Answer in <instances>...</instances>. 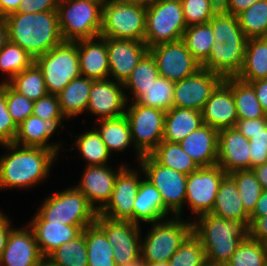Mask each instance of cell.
<instances>
[{"instance_id":"obj_1","label":"cell","mask_w":267,"mask_h":266,"mask_svg":"<svg viewBox=\"0 0 267 266\" xmlns=\"http://www.w3.org/2000/svg\"><path fill=\"white\" fill-rule=\"evenodd\" d=\"M208 23L211 25L215 44L201 68L223 78L236 77L243 66L248 39L239 25L237 16L220 9Z\"/></svg>"},{"instance_id":"obj_2","label":"cell","mask_w":267,"mask_h":266,"mask_svg":"<svg viewBox=\"0 0 267 266\" xmlns=\"http://www.w3.org/2000/svg\"><path fill=\"white\" fill-rule=\"evenodd\" d=\"M8 149L0 158V189L32 188L48 177L57 154L46 148L0 144Z\"/></svg>"},{"instance_id":"obj_3","label":"cell","mask_w":267,"mask_h":266,"mask_svg":"<svg viewBox=\"0 0 267 266\" xmlns=\"http://www.w3.org/2000/svg\"><path fill=\"white\" fill-rule=\"evenodd\" d=\"M9 41L19 45L34 59L63 42L58 11L14 12L4 17Z\"/></svg>"},{"instance_id":"obj_4","label":"cell","mask_w":267,"mask_h":266,"mask_svg":"<svg viewBox=\"0 0 267 266\" xmlns=\"http://www.w3.org/2000/svg\"><path fill=\"white\" fill-rule=\"evenodd\" d=\"M192 232L204 247L207 263L225 265L248 236V227L241 221L227 220L206 213L192 221Z\"/></svg>"},{"instance_id":"obj_5","label":"cell","mask_w":267,"mask_h":266,"mask_svg":"<svg viewBox=\"0 0 267 266\" xmlns=\"http://www.w3.org/2000/svg\"><path fill=\"white\" fill-rule=\"evenodd\" d=\"M104 0H59L58 20L63 41L100 36Z\"/></svg>"},{"instance_id":"obj_6","label":"cell","mask_w":267,"mask_h":266,"mask_svg":"<svg viewBox=\"0 0 267 266\" xmlns=\"http://www.w3.org/2000/svg\"><path fill=\"white\" fill-rule=\"evenodd\" d=\"M47 222L65 225H93L98 212L75 186L47 196L37 211Z\"/></svg>"},{"instance_id":"obj_7","label":"cell","mask_w":267,"mask_h":266,"mask_svg":"<svg viewBox=\"0 0 267 266\" xmlns=\"http://www.w3.org/2000/svg\"><path fill=\"white\" fill-rule=\"evenodd\" d=\"M146 11L147 7L139 4L104 0L100 36L144 42Z\"/></svg>"},{"instance_id":"obj_8","label":"cell","mask_w":267,"mask_h":266,"mask_svg":"<svg viewBox=\"0 0 267 266\" xmlns=\"http://www.w3.org/2000/svg\"><path fill=\"white\" fill-rule=\"evenodd\" d=\"M152 223L144 240L141 239L143 263L169 261L185 238L192 232V221L179 216ZM166 221V222H165Z\"/></svg>"},{"instance_id":"obj_9","label":"cell","mask_w":267,"mask_h":266,"mask_svg":"<svg viewBox=\"0 0 267 266\" xmlns=\"http://www.w3.org/2000/svg\"><path fill=\"white\" fill-rule=\"evenodd\" d=\"M186 28L181 0H155L147 7L144 43L151 48L182 40Z\"/></svg>"},{"instance_id":"obj_10","label":"cell","mask_w":267,"mask_h":266,"mask_svg":"<svg viewBox=\"0 0 267 266\" xmlns=\"http://www.w3.org/2000/svg\"><path fill=\"white\" fill-rule=\"evenodd\" d=\"M42 71L48 94L58 95L73 79L81 76L77 43L63 41L34 59Z\"/></svg>"},{"instance_id":"obj_11","label":"cell","mask_w":267,"mask_h":266,"mask_svg":"<svg viewBox=\"0 0 267 266\" xmlns=\"http://www.w3.org/2000/svg\"><path fill=\"white\" fill-rule=\"evenodd\" d=\"M127 106L124 115L129 122L132 145L140 161L143 155L150 154L163 140L166 111L135 101L131 105L127 102Z\"/></svg>"},{"instance_id":"obj_12","label":"cell","mask_w":267,"mask_h":266,"mask_svg":"<svg viewBox=\"0 0 267 266\" xmlns=\"http://www.w3.org/2000/svg\"><path fill=\"white\" fill-rule=\"evenodd\" d=\"M138 164L143 176L160 192L165 208L173 216L181 217L188 175L159 164L150 154L143 155Z\"/></svg>"},{"instance_id":"obj_13","label":"cell","mask_w":267,"mask_h":266,"mask_svg":"<svg viewBox=\"0 0 267 266\" xmlns=\"http://www.w3.org/2000/svg\"><path fill=\"white\" fill-rule=\"evenodd\" d=\"M95 224L113 246L116 266L141 260L140 225L131 221L110 220L100 214L97 215Z\"/></svg>"},{"instance_id":"obj_14","label":"cell","mask_w":267,"mask_h":266,"mask_svg":"<svg viewBox=\"0 0 267 266\" xmlns=\"http://www.w3.org/2000/svg\"><path fill=\"white\" fill-rule=\"evenodd\" d=\"M226 175L219 165H214L200 167L187 176L185 203L195 213V218L212 211L220 183Z\"/></svg>"},{"instance_id":"obj_15","label":"cell","mask_w":267,"mask_h":266,"mask_svg":"<svg viewBox=\"0 0 267 266\" xmlns=\"http://www.w3.org/2000/svg\"><path fill=\"white\" fill-rule=\"evenodd\" d=\"M160 76L170 81H180L195 74L201 64L193 57L182 40L161 43L149 48Z\"/></svg>"},{"instance_id":"obj_16","label":"cell","mask_w":267,"mask_h":266,"mask_svg":"<svg viewBox=\"0 0 267 266\" xmlns=\"http://www.w3.org/2000/svg\"><path fill=\"white\" fill-rule=\"evenodd\" d=\"M219 74L199 69L195 74L175 82L173 107L202 111L215 89L223 82Z\"/></svg>"},{"instance_id":"obj_17","label":"cell","mask_w":267,"mask_h":266,"mask_svg":"<svg viewBox=\"0 0 267 266\" xmlns=\"http://www.w3.org/2000/svg\"><path fill=\"white\" fill-rule=\"evenodd\" d=\"M137 172L126 165L118 173L111 198L98 214L110 220L133 222V206L141 182Z\"/></svg>"},{"instance_id":"obj_18","label":"cell","mask_w":267,"mask_h":266,"mask_svg":"<svg viewBox=\"0 0 267 266\" xmlns=\"http://www.w3.org/2000/svg\"><path fill=\"white\" fill-rule=\"evenodd\" d=\"M124 90V85L113 79L94 80L86 111L98 117L100 116L97 120L124 115L128 102V97Z\"/></svg>"},{"instance_id":"obj_19","label":"cell","mask_w":267,"mask_h":266,"mask_svg":"<svg viewBox=\"0 0 267 266\" xmlns=\"http://www.w3.org/2000/svg\"><path fill=\"white\" fill-rule=\"evenodd\" d=\"M110 78L124 84L133 69L149 51L144 42L131 39L106 38Z\"/></svg>"},{"instance_id":"obj_20","label":"cell","mask_w":267,"mask_h":266,"mask_svg":"<svg viewBox=\"0 0 267 266\" xmlns=\"http://www.w3.org/2000/svg\"><path fill=\"white\" fill-rule=\"evenodd\" d=\"M125 166L121 165L117 171L108 165L86 166L79 185L75 187L85 195L89 204L99 213L109 202L116 177Z\"/></svg>"},{"instance_id":"obj_21","label":"cell","mask_w":267,"mask_h":266,"mask_svg":"<svg viewBox=\"0 0 267 266\" xmlns=\"http://www.w3.org/2000/svg\"><path fill=\"white\" fill-rule=\"evenodd\" d=\"M249 150V139L235 127L219 130L217 165L227 174L250 169Z\"/></svg>"},{"instance_id":"obj_22","label":"cell","mask_w":267,"mask_h":266,"mask_svg":"<svg viewBox=\"0 0 267 266\" xmlns=\"http://www.w3.org/2000/svg\"><path fill=\"white\" fill-rule=\"evenodd\" d=\"M43 259L33 230L29 226L13 228L0 258V266H39Z\"/></svg>"},{"instance_id":"obj_23","label":"cell","mask_w":267,"mask_h":266,"mask_svg":"<svg viewBox=\"0 0 267 266\" xmlns=\"http://www.w3.org/2000/svg\"><path fill=\"white\" fill-rule=\"evenodd\" d=\"M44 258L66 242L78 237L90 225H65L44 221L37 213L28 223Z\"/></svg>"},{"instance_id":"obj_24","label":"cell","mask_w":267,"mask_h":266,"mask_svg":"<svg viewBox=\"0 0 267 266\" xmlns=\"http://www.w3.org/2000/svg\"><path fill=\"white\" fill-rule=\"evenodd\" d=\"M75 42L81 76L92 80L110 78L106 38L97 36Z\"/></svg>"},{"instance_id":"obj_25","label":"cell","mask_w":267,"mask_h":266,"mask_svg":"<svg viewBox=\"0 0 267 266\" xmlns=\"http://www.w3.org/2000/svg\"><path fill=\"white\" fill-rule=\"evenodd\" d=\"M201 112L203 124L218 131L235 127L238 120L232 91L224 82L215 89Z\"/></svg>"},{"instance_id":"obj_26","label":"cell","mask_w":267,"mask_h":266,"mask_svg":"<svg viewBox=\"0 0 267 266\" xmlns=\"http://www.w3.org/2000/svg\"><path fill=\"white\" fill-rule=\"evenodd\" d=\"M64 119H50L44 121L43 119L31 114L23 122L17 126V133L14 143L22 146L41 147L54 151L57 155L60 150V143H48L50 137L52 138L55 130L62 125Z\"/></svg>"},{"instance_id":"obj_27","label":"cell","mask_w":267,"mask_h":266,"mask_svg":"<svg viewBox=\"0 0 267 266\" xmlns=\"http://www.w3.org/2000/svg\"><path fill=\"white\" fill-rule=\"evenodd\" d=\"M218 133L217 129L203 124L179 144L199 168L214 166L218 157Z\"/></svg>"},{"instance_id":"obj_28","label":"cell","mask_w":267,"mask_h":266,"mask_svg":"<svg viewBox=\"0 0 267 266\" xmlns=\"http://www.w3.org/2000/svg\"><path fill=\"white\" fill-rule=\"evenodd\" d=\"M170 212L165 208L160 192L146 178L141 179L133 206V223H156L168 218Z\"/></svg>"},{"instance_id":"obj_29","label":"cell","mask_w":267,"mask_h":266,"mask_svg":"<svg viewBox=\"0 0 267 266\" xmlns=\"http://www.w3.org/2000/svg\"><path fill=\"white\" fill-rule=\"evenodd\" d=\"M211 214L227 220H237L249 227V214L245 211L235 181L227 174L220 183Z\"/></svg>"},{"instance_id":"obj_30","label":"cell","mask_w":267,"mask_h":266,"mask_svg":"<svg viewBox=\"0 0 267 266\" xmlns=\"http://www.w3.org/2000/svg\"><path fill=\"white\" fill-rule=\"evenodd\" d=\"M202 125V112L172 107L166 111L163 140L179 143Z\"/></svg>"},{"instance_id":"obj_31","label":"cell","mask_w":267,"mask_h":266,"mask_svg":"<svg viewBox=\"0 0 267 266\" xmlns=\"http://www.w3.org/2000/svg\"><path fill=\"white\" fill-rule=\"evenodd\" d=\"M236 77L245 82L267 79V42L264 38L247 39L243 66Z\"/></svg>"},{"instance_id":"obj_32","label":"cell","mask_w":267,"mask_h":266,"mask_svg":"<svg viewBox=\"0 0 267 266\" xmlns=\"http://www.w3.org/2000/svg\"><path fill=\"white\" fill-rule=\"evenodd\" d=\"M94 80L80 76L68 83L57 95L65 118H72L87 110L90 90Z\"/></svg>"},{"instance_id":"obj_33","label":"cell","mask_w":267,"mask_h":266,"mask_svg":"<svg viewBox=\"0 0 267 266\" xmlns=\"http://www.w3.org/2000/svg\"><path fill=\"white\" fill-rule=\"evenodd\" d=\"M223 82L232 91L238 119L267 118L250 83L237 77L224 78Z\"/></svg>"},{"instance_id":"obj_34","label":"cell","mask_w":267,"mask_h":266,"mask_svg":"<svg viewBox=\"0 0 267 266\" xmlns=\"http://www.w3.org/2000/svg\"><path fill=\"white\" fill-rule=\"evenodd\" d=\"M95 122L97 125L100 124V128L95 130L102 138L110 154L114 150L122 152L132 143L130 126L125 115L96 120Z\"/></svg>"},{"instance_id":"obj_35","label":"cell","mask_w":267,"mask_h":266,"mask_svg":"<svg viewBox=\"0 0 267 266\" xmlns=\"http://www.w3.org/2000/svg\"><path fill=\"white\" fill-rule=\"evenodd\" d=\"M150 155L161 165L189 175L199 169L179 143L162 140Z\"/></svg>"},{"instance_id":"obj_36","label":"cell","mask_w":267,"mask_h":266,"mask_svg":"<svg viewBox=\"0 0 267 266\" xmlns=\"http://www.w3.org/2000/svg\"><path fill=\"white\" fill-rule=\"evenodd\" d=\"M88 266H116L113 246L105 233L94 223L84 229Z\"/></svg>"},{"instance_id":"obj_37","label":"cell","mask_w":267,"mask_h":266,"mask_svg":"<svg viewBox=\"0 0 267 266\" xmlns=\"http://www.w3.org/2000/svg\"><path fill=\"white\" fill-rule=\"evenodd\" d=\"M182 41L201 65L208 59L212 46L215 44L209 23L187 27L183 33Z\"/></svg>"},{"instance_id":"obj_38","label":"cell","mask_w":267,"mask_h":266,"mask_svg":"<svg viewBox=\"0 0 267 266\" xmlns=\"http://www.w3.org/2000/svg\"><path fill=\"white\" fill-rule=\"evenodd\" d=\"M158 77H160V73L156 61L148 51L133 69L127 81L123 84L124 89L132 91H130V93L134 96H132L134 101L143 90L148 89Z\"/></svg>"},{"instance_id":"obj_39","label":"cell","mask_w":267,"mask_h":266,"mask_svg":"<svg viewBox=\"0 0 267 266\" xmlns=\"http://www.w3.org/2000/svg\"><path fill=\"white\" fill-rule=\"evenodd\" d=\"M15 91L32 101L48 94L42 71L33 63L7 82Z\"/></svg>"},{"instance_id":"obj_40","label":"cell","mask_w":267,"mask_h":266,"mask_svg":"<svg viewBox=\"0 0 267 266\" xmlns=\"http://www.w3.org/2000/svg\"><path fill=\"white\" fill-rule=\"evenodd\" d=\"M75 138H77L75 145L80 151V155L88 162L86 166L107 165L109 157L112 155L95 128L86 130Z\"/></svg>"},{"instance_id":"obj_41","label":"cell","mask_w":267,"mask_h":266,"mask_svg":"<svg viewBox=\"0 0 267 266\" xmlns=\"http://www.w3.org/2000/svg\"><path fill=\"white\" fill-rule=\"evenodd\" d=\"M175 82L162 76L134 100L137 104L168 111L173 107Z\"/></svg>"},{"instance_id":"obj_42","label":"cell","mask_w":267,"mask_h":266,"mask_svg":"<svg viewBox=\"0 0 267 266\" xmlns=\"http://www.w3.org/2000/svg\"><path fill=\"white\" fill-rule=\"evenodd\" d=\"M47 259L57 266H88L84 230L75 239L60 245Z\"/></svg>"},{"instance_id":"obj_43","label":"cell","mask_w":267,"mask_h":266,"mask_svg":"<svg viewBox=\"0 0 267 266\" xmlns=\"http://www.w3.org/2000/svg\"><path fill=\"white\" fill-rule=\"evenodd\" d=\"M228 175L235 181L243 207L250 215L263 191L254 171L252 169L238 170Z\"/></svg>"},{"instance_id":"obj_44","label":"cell","mask_w":267,"mask_h":266,"mask_svg":"<svg viewBox=\"0 0 267 266\" xmlns=\"http://www.w3.org/2000/svg\"><path fill=\"white\" fill-rule=\"evenodd\" d=\"M266 262L267 244L247 236L225 266H264Z\"/></svg>"},{"instance_id":"obj_45","label":"cell","mask_w":267,"mask_h":266,"mask_svg":"<svg viewBox=\"0 0 267 266\" xmlns=\"http://www.w3.org/2000/svg\"><path fill=\"white\" fill-rule=\"evenodd\" d=\"M34 63V58L19 45L8 42L0 51V71L8 74L9 82L15 75L29 68Z\"/></svg>"},{"instance_id":"obj_46","label":"cell","mask_w":267,"mask_h":266,"mask_svg":"<svg viewBox=\"0 0 267 266\" xmlns=\"http://www.w3.org/2000/svg\"><path fill=\"white\" fill-rule=\"evenodd\" d=\"M247 38L262 37L267 30V0H259L237 15Z\"/></svg>"},{"instance_id":"obj_47","label":"cell","mask_w":267,"mask_h":266,"mask_svg":"<svg viewBox=\"0 0 267 266\" xmlns=\"http://www.w3.org/2000/svg\"><path fill=\"white\" fill-rule=\"evenodd\" d=\"M204 247L199 238L191 232L169 259V266H207Z\"/></svg>"},{"instance_id":"obj_48","label":"cell","mask_w":267,"mask_h":266,"mask_svg":"<svg viewBox=\"0 0 267 266\" xmlns=\"http://www.w3.org/2000/svg\"><path fill=\"white\" fill-rule=\"evenodd\" d=\"M186 26L208 23L221 9L220 0H181Z\"/></svg>"},{"instance_id":"obj_49","label":"cell","mask_w":267,"mask_h":266,"mask_svg":"<svg viewBox=\"0 0 267 266\" xmlns=\"http://www.w3.org/2000/svg\"><path fill=\"white\" fill-rule=\"evenodd\" d=\"M6 102L9 114L17 126L33 112L34 101L15 91L7 82Z\"/></svg>"},{"instance_id":"obj_50","label":"cell","mask_w":267,"mask_h":266,"mask_svg":"<svg viewBox=\"0 0 267 266\" xmlns=\"http://www.w3.org/2000/svg\"><path fill=\"white\" fill-rule=\"evenodd\" d=\"M17 125L9 114L6 102V82L0 83V144L13 143Z\"/></svg>"},{"instance_id":"obj_51","label":"cell","mask_w":267,"mask_h":266,"mask_svg":"<svg viewBox=\"0 0 267 266\" xmlns=\"http://www.w3.org/2000/svg\"><path fill=\"white\" fill-rule=\"evenodd\" d=\"M32 114L44 121L65 118L59 105L58 96L55 94H47L34 101Z\"/></svg>"},{"instance_id":"obj_52","label":"cell","mask_w":267,"mask_h":266,"mask_svg":"<svg viewBox=\"0 0 267 266\" xmlns=\"http://www.w3.org/2000/svg\"><path fill=\"white\" fill-rule=\"evenodd\" d=\"M250 169L266 163L267 158V127L260 130L249 139Z\"/></svg>"},{"instance_id":"obj_53","label":"cell","mask_w":267,"mask_h":266,"mask_svg":"<svg viewBox=\"0 0 267 266\" xmlns=\"http://www.w3.org/2000/svg\"><path fill=\"white\" fill-rule=\"evenodd\" d=\"M59 0H21L17 12L38 13L55 11L58 9Z\"/></svg>"},{"instance_id":"obj_54","label":"cell","mask_w":267,"mask_h":266,"mask_svg":"<svg viewBox=\"0 0 267 266\" xmlns=\"http://www.w3.org/2000/svg\"><path fill=\"white\" fill-rule=\"evenodd\" d=\"M267 127V118L257 119H238L235 128L242 133L247 139H250L253 134Z\"/></svg>"},{"instance_id":"obj_55","label":"cell","mask_w":267,"mask_h":266,"mask_svg":"<svg viewBox=\"0 0 267 266\" xmlns=\"http://www.w3.org/2000/svg\"><path fill=\"white\" fill-rule=\"evenodd\" d=\"M248 236L267 244V216L249 218Z\"/></svg>"},{"instance_id":"obj_56","label":"cell","mask_w":267,"mask_h":266,"mask_svg":"<svg viewBox=\"0 0 267 266\" xmlns=\"http://www.w3.org/2000/svg\"><path fill=\"white\" fill-rule=\"evenodd\" d=\"M259 0H220L221 9L228 14L237 16Z\"/></svg>"},{"instance_id":"obj_57","label":"cell","mask_w":267,"mask_h":266,"mask_svg":"<svg viewBox=\"0 0 267 266\" xmlns=\"http://www.w3.org/2000/svg\"><path fill=\"white\" fill-rule=\"evenodd\" d=\"M250 83L255 91L256 97L263 108L265 116L267 117V79H260Z\"/></svg>"},{"instance_id":"obj_58","label":"cell","mask_w":267,"mask_h":266,"mask_svg":"<svg viewBox=\"0 0 267 266\" xmlns=\"http://www.w3.org/2000/svg\"><path fill=\"white\" fill-rule=\"evenodd\" d=\"M11 222L5 214L0 212V258L7 245V241L12 230Z\"/></svg>"},{"instance_id":"obj_59","label":"cell","mask_w":267,"mask_h":266,"mask_svg":"<svg viewBox=\"0 0 267 266\" xmlns=\"http://www.w3.org/2000/svg\"><path fill=\"white\" fill-rule=\"evenodd\" d=\"M267 216V190H263L258 199L253 212L249 215L250 218H258Z\"/></svg>"},{"instance_id":"obj_60","label":"cell","mask_w":267,"mask_h":266,"mask_svg":"<svg viewBox=\"0 0 267 266\" xmlns=\"http://www.w3.org/2000/svg\"><path fill=\"white\" fill-rule=\"evenodd\" d=\"M21 0H0V17L17 12L20 7Z\"/></svg>"},{"instance_id":"obj_61","label":"cell","mask_w":267,"mask_h":266,"mask_svg":"<svg viewBox=\"0 0 267 266\" xmlns=\"http://www.w3.org/2000/svg\"><path fill=\"white\" fill-rule=\"evenodd\" d=\"M263 190H267V163L252 168Z\"/></svg>"},{"instance_id":"obj_62","label":"cell","mask_w":267,"mask_h":266,"mask_svg":"<svg viewBox=\"0 0 267 266\" xmlns=\"http://www.w3.org/2000/svg\"><path fill=\"white\" fill-rule=\"evenodd\" d=\"M9 42L8 26L4 18L0 17V51Z\"/></svg>"},{"instance_id":"obj_63","label":"cell","mask_w":267,"mask_h":266,"mask_svg":"<svg viewBox=\"0 0 267 266\" xmlns=\"http://www.w3.org/2000/svg\"><path fill=\"white\" fill-rule=\"evenodd\" d=\"M117 1L124 2V3H131V4H139V5L148 7L155 0H117Z\"/></svg>"},{"instance_id":"obj_64","label":"cell","mask_w":267,"mask_h":266,"mask_svg":"<svg viewBox=\"0 0 267 266\" xmlns=\"http://www.w3.org/2000/svg\"><path fill=\"white\" fill-rule=\"evenodd\" d=\"M144 266H169V261L144 263Z\"/></svg>"},{"instance_id":"obj_65","label":"cell","mask_w":267,"mask_h":266,"mask_svg":"<svg viewBox=\"0 0 267 266\" xmlns=\"http://www.w3.org/2000/svg\"><path fill=\"white\" fill-rule=\"evenodd\" d=\"M119 266H144V263L142 262V260H137V261L125 263V264L119 265Z\"/></svg>"},{"instance_id":"obj_66","label":"cell","mask_w":267,"mask_h":266,"mask_svg":"<svg viewBox=\"0 0 267 266\" xmlns=\"http://www.w3.org/2000/svg\"><path fill=\"white\" fill-rule=\"evenodd\" d=\"M39 266H57L53 264L49 259L44 258L40 263Z\"/></svg>"},{"instance_id":"obj_67","label":"cell","mask_w":267,"mask_h":266,"mask_svg":"<svg viewBox=\"0 0 267 266\" xmlns=\"http://www.w3.org/2000/svg\"><path fill=\"white\" fill-rule=\"evenodd\" d=\"M262 38H264V40L267 42V30H266L265 34L262 36Z\"/></svg>"},{"instance_id":"obj_68","label":"cell","mask_w":267,"mask_h":266,"mask_svg":"<svg viewBox=\"0 0 267 266\" xmlns=\"http://www.w3.org/2000/svg\"><path fill=\"white\" fill-rule=\"evenodd\" d=\"M207 266H225V265H211V264H207Z\"/></svg>"}]
</instances>
